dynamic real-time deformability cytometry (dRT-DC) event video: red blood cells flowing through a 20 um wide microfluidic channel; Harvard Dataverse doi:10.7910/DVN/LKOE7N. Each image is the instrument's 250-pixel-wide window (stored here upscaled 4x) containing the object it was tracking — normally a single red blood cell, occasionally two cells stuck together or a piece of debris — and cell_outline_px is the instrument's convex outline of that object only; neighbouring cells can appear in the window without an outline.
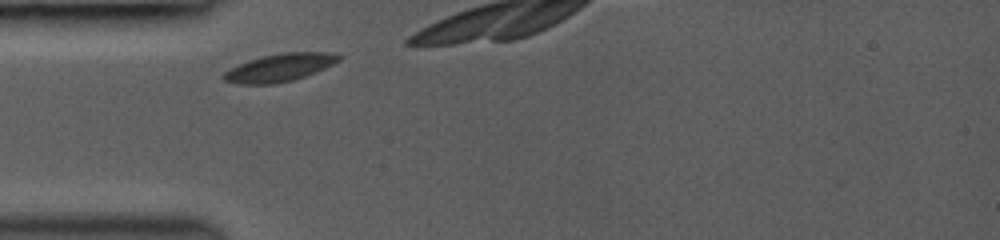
{"species": "common noctule bat (a hibernating species)", "species_latin": "Nyctalus noctula", "temperature_condition": "room temperature", "stored_images_in_passage": 4, "camera_frame_rate_fps": 3000, "um_per_image_px": 0.085, "animal": {"sex": "female", "body_mass_g": 19.0, "forearm_length_mm": 53.3}, "frame": {"image": 1, "passage_image": 1, "time_ms": 0.0, "image_size_px": [1000, 240], "cell_outline_px": [[344, 56], [340, 60], [316, 72], [292, 80], [272, 84], [236, 84], [224, 80], [220, 76], [224, 72], [248, 60], [264, 56], [284, 52], [332, 52]], "centroid_in_image_um": [23.78, 5.74], "position_along_channel_um": 61.2, "area_um2": 18.55}}